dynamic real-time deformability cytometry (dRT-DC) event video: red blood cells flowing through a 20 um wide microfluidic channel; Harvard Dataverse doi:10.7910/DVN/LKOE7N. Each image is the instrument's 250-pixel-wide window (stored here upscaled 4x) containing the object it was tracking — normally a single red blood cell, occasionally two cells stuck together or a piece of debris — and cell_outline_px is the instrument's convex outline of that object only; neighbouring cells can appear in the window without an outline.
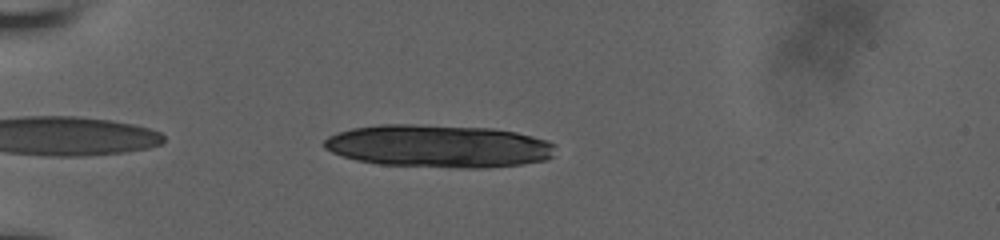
{"species": "human", "species_latin": "Homo sapiens", "temperature_condition": "room temperature", "stored_images_in_passage": 42, "segment_of_instrument_passage": [1, 2], "camera_frame_rate_fps": 3000, "um_per_image_px": 0.085, "donor": {"sex": "male"}, "frame": {"image": 1, "passage_image": 3, "time_ms": 0.667, "image_size_px": [1000, 240], "cell_outline_px": [[556, 144], [552, 156], [548, 160], [520, 164], [488, 168], [460, 168], [380, 164], [356, 160], [332, 152], [324, 148], [324, 140], [328, 136], [336, 132], [352, 128], [380, 124], [416, 124], [492, 128], [516, 132], [548, 140]], "centroid_in_image_um": [37.29, 12.41], "position_along_channel_um": 47.7, "area_um2": 57.92}}